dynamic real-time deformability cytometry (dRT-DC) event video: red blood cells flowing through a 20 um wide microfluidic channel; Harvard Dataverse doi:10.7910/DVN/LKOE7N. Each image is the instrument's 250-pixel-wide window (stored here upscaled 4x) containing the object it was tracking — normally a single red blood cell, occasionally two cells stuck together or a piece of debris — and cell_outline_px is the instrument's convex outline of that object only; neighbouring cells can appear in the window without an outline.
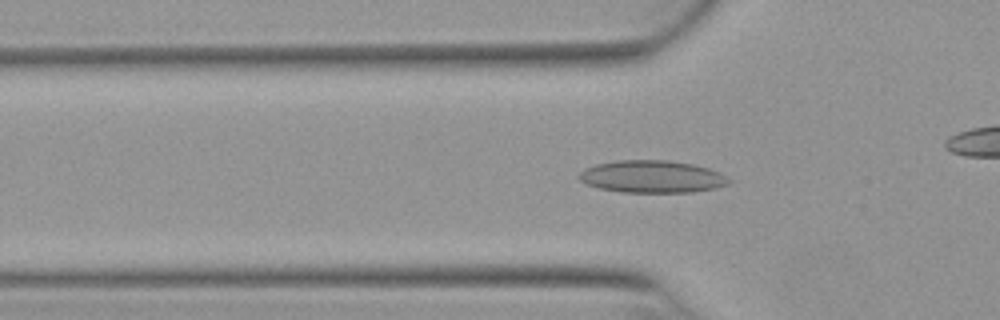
{"species": "Egyptian fruit bat (a non-hibernating species)", "species_latin": "Rousettus aegyptiacus", "temperature_condition": "warm", "stored_images_in_passage": 40, "camera_frame_rate_fps": 3000, "um_per_image_px": 0.085, "animal": {"sex": "female"}, "frame": {"image": 1, "passage_image": 15, "time_ms": 4.667, "image_size_px": [1000, 320], "cell_outline_px": [[732, 180], [728, 184], [712, 188], [692, 192], [620, 192], [600, 188], [588, 184], [580, 180], [576, 176], [584, 168], [596, 164], [616, 160], [668, 160], [692, 164], [708, 168], [720, 172]], "centroid_in_image_um": [55.4, 15.0], "position_along_channel_um": 70.4, "area_um2": 28.21}}
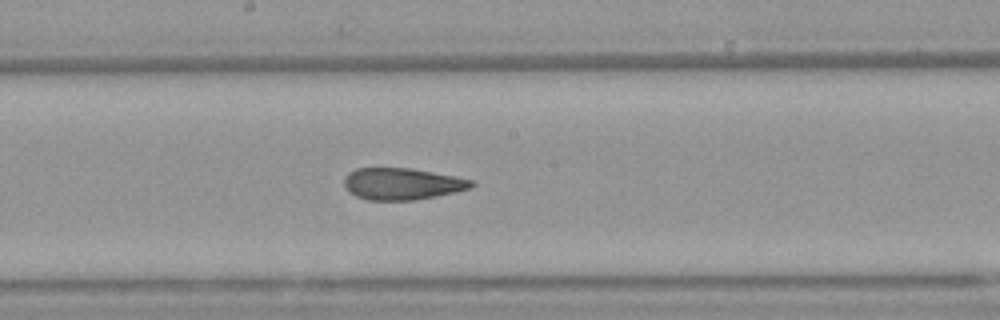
{"frame": {"image": 2, "passage_image": 26, "time_ms": 8.333, "image_size_px": [1000, 320], "cell_outline_px": [[476, 184], [472, 188], [456, 192], [416, 200], [368, 200], [356, 196], [348, 192], [344, 188], [344, 176], [348, 172], [356, 168], [412, 168], [472, 180]], "centroid_in_image_um": [34.15, 15.63], "position_along_channel_um": 214.1, "area_um2": 23.7}}
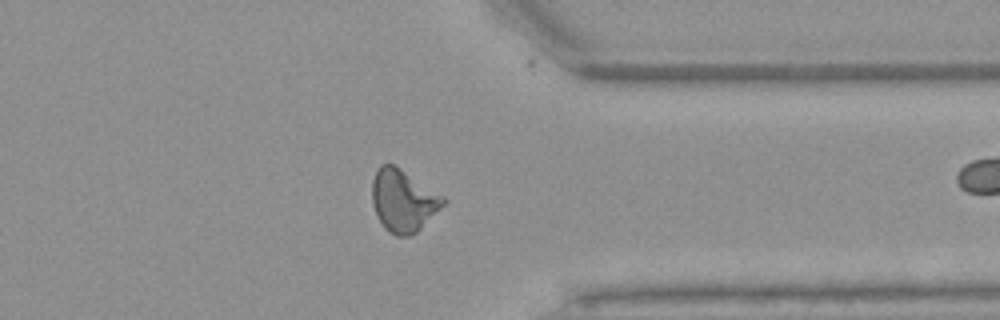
{"frame": {"image": 3, "passage_image": 39, "time_ms": 12.667, "image_size_px": [1000, 320], "cell_outline_px": [[448, 200], [412, 236], [396, 236], [388, 232], [384, 228], [376, 216], [372, 204], [372, 180], [376, 168], [380, 164], [396, 164], [444, 196]], "centroid_in_image_um": [34.24, 17.03], "position_along_channel_um": 377.2, "area_um2": 26.13}}